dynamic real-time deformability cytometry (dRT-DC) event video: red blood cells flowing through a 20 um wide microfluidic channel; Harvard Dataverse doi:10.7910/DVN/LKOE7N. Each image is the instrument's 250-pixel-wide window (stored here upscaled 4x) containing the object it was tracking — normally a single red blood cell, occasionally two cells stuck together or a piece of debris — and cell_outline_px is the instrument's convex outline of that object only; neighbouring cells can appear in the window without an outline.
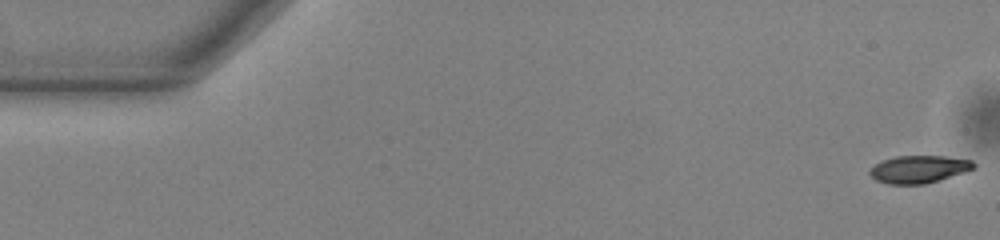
{"species": "common noctule bat (a hibernating species)", "species_latin": "Nyctalus noctula", "temperature_condition": "warm", "stored_images_in_passage": 20, "camera_frame_rate_fps": 3000, "um_per_image_px": 0.085, "animal": {"sex": "male", "body_mass_g": 13.0, "forearm_length_mm": 53.1}, "frame": {"image": 1, "passage_image": 1, "time_ms": 0.0, "image_size_px": [1000, 240], "cell_outline_px": [[976, 168], [964, 172], [924, 184], [888, 184], [876, 180], [868, 172], [876, 164], [884, 160], [896, 156], [944, 156], [972, 160], [976, 164]], "centroid_in_image_um": [78.12, 14.38], "position_along_channel_um": 6.9, "area_um2": 16.47}}
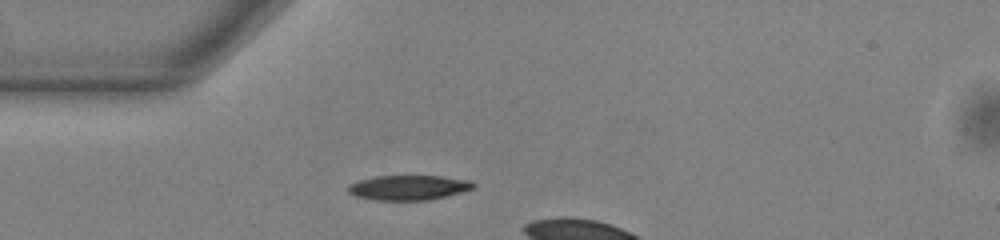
{"frame": {"image": 2, "passage_image": 15, "time_ms": 4.667, "image_size_px": [1000, 240], "cell_outline_px": [[476, 184], [472, 188], [460, 192], [432, 200], [372, 200], [356, 196], [348, 192], [348, 184], [360, 180], [376, 176], [440, 176], [472, 180]], "centroid_in_image_um": [34.72, 15.94], "position_along_channel_um": 50.3, "area_um2": 18.15}}